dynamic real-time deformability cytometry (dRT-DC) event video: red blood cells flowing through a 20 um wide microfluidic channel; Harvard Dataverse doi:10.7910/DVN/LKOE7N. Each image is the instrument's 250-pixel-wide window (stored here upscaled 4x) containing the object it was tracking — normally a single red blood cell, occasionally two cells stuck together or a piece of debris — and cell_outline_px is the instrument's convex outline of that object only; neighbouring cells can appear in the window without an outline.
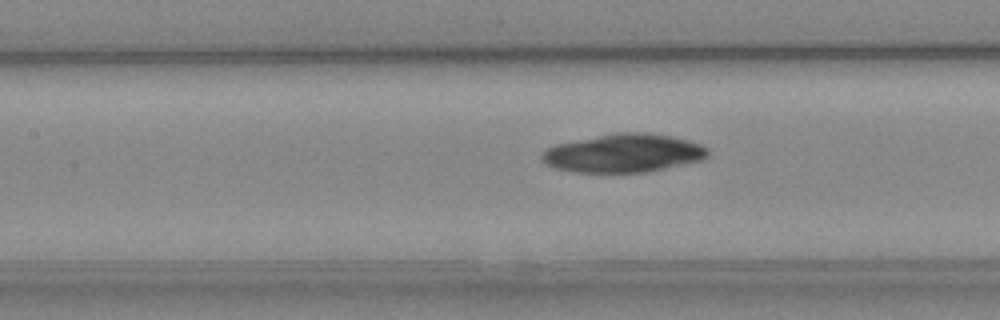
{"species": "Egyptian fruit bat (a non-hibernating species)", "species_latin": "Rousettus aegyptiacus", "temperature_condition": "cold", "stored_images_in_passage": 36, "camera_frame_rate_fps": 3000, "um_per_image_px": 0.085, "animal": {"sex": "female"}, "frame": {"image": 1, "passage_image": 8, "time_ms": 2.333, "image_size_px": [1000, 320], "cell_outline_px": [[708, 156], [700, 160], [664, 168], [644, 172], [576, 172], [552, 168], [544, 164], [540, 160], [540, 156], [548, 148], [556, 144], [612, 132], [644, 132], [672, 136], [688, 140], [700, 144], [708, 148]], "centroid_in_image_um": [52.95, 13.01], "position_along_channel_um": 154.4, "area_um2": 37.22}}
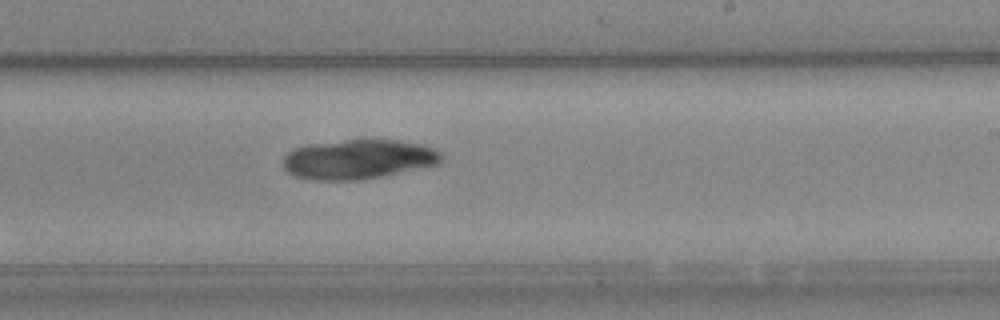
{"frame": {"image": 2, "passage_image": 16, "time_ms": 5.0, "image_size_px": [1000, 320], "cell_outline_px": [[440, 164], [380, 176], [356, 180], [312, 180], [296, 176], [288, 172], [284, 168], [284, 156], [288, 152], [296, 148], [308, 144], [348, 140], [400, 140], [420, 144], [436, 148], [440, 152]], "centroid_in_image_um": [30.46, 13.53], "position_along_channel_um": 258.5, "area_um2": 36.18}}
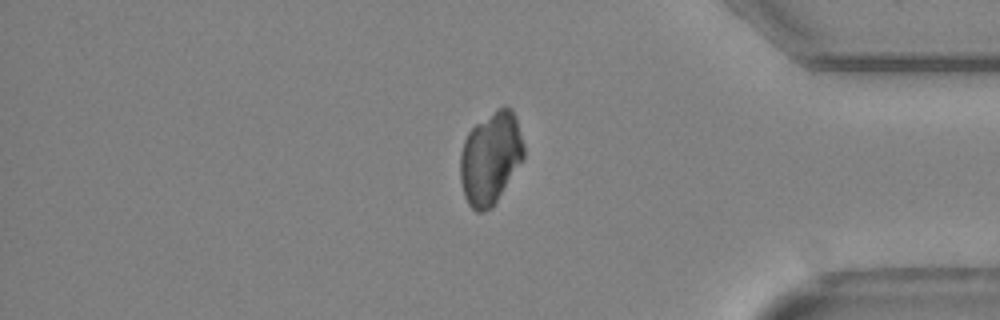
{"frame": {"image": 3, "passage_image": 28, "time_ms": 9.0, "image_size_px": [1000, 320], "cell_outline_px": [[524, 160], [492, 208], [484, 212], [476, 212], [468, 204], [464, 196], [460, 180], [460, 152], [464, 140], [468, 132], [476, 124], [496, 108], [504, 104], [512, 108], [516, 116], [524, 144]], "centroid_in_image_um": [41.71, 13.43], "position_along_channel_um": 393.5, "area_um2": 34.85}}